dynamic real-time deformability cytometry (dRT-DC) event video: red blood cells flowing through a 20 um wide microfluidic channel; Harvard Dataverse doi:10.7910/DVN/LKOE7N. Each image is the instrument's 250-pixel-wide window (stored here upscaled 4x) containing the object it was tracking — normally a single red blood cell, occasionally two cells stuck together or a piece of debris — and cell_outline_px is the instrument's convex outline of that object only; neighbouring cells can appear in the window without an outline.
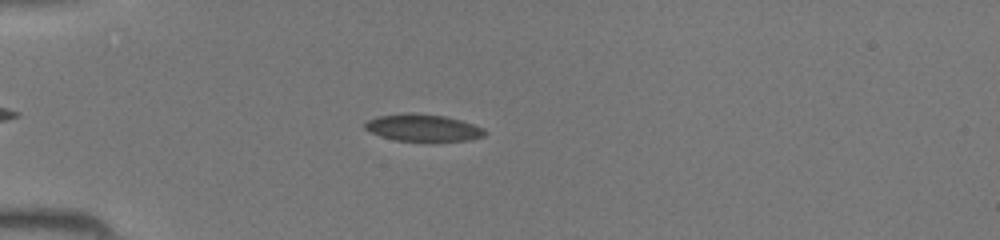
{"species": "common noctule bat (a hibernating species)", "species_latin": "Nyctalus noctula", "temperature_condition": "room temperature", "stored_images_in_passage": 43, "camera_frame_rate_fps": 3000, "um_per_image_px": 0.085, "animal": {"sex": "female", "body_mass_g": 19.5, "forearm_length_mm": 54.1}, "frame": {"image": 1, "passage_image": 10, "time_ms": 3.0, "image_size_px": [1000, 240], "cell_outline_px": [[488, 132], [484, 136], [468, 140], [396, 140], [380, 136], [364, 128], [364, 124], [368, 120], [376, 116], [404, 112], [412, 112], [444, 116], [460, 120], [484, 128]], "centroid_in_image_um": [35.93, 10.83], "position_along_channel_um": 49.1, "area_um2": 18.73}}
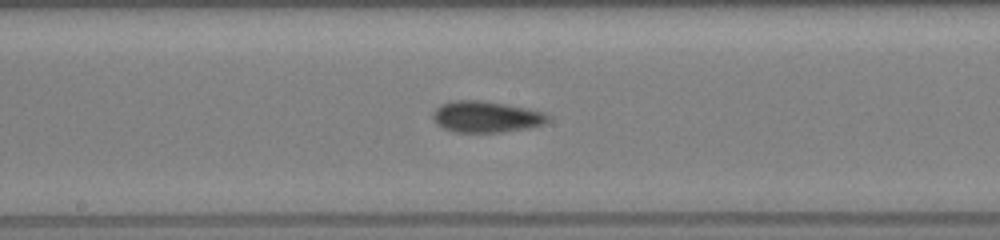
{"frame": {"image": 2, "passage_image": 22, "time_ms": 7.0, "image_size_px": [1000, 240], "cell_outline_px": [[548, 120], [544, 124], [528, 128], [500, 132], [456, 132], [444, 128], [436, 124], [432, 116], [436, 108], [440, 104], [456, 100], [480, 100], [528, 108], [544, 112], [548, 116]], "centroid_in_image_um": [41.31, 9.92], "position_along_channel_um": 206.9, "area_um2": 20.87}}
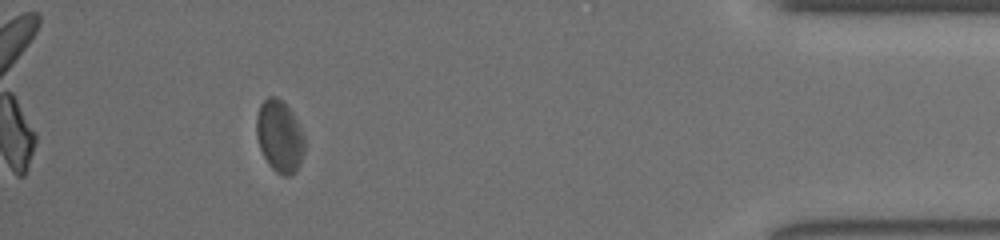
{"frame": {"image": 3, "passage_image": 39, "time_ms": 12.667, "image_size_px": [1000, 240], "cell_outline_px": [[304, 152], [300, 164], [296, 172], [288, 176], [284, 176], [276, 172], [268, 164], [260, 148], [256, 136], [256, 116], [260, 104], [268, 96], [276, 96], [292, 112], [304, 136]], "centroid_in_image_um": [23.75, 11.6], "position_along_channel_um": 411.4, "area_um2": 20.17}}